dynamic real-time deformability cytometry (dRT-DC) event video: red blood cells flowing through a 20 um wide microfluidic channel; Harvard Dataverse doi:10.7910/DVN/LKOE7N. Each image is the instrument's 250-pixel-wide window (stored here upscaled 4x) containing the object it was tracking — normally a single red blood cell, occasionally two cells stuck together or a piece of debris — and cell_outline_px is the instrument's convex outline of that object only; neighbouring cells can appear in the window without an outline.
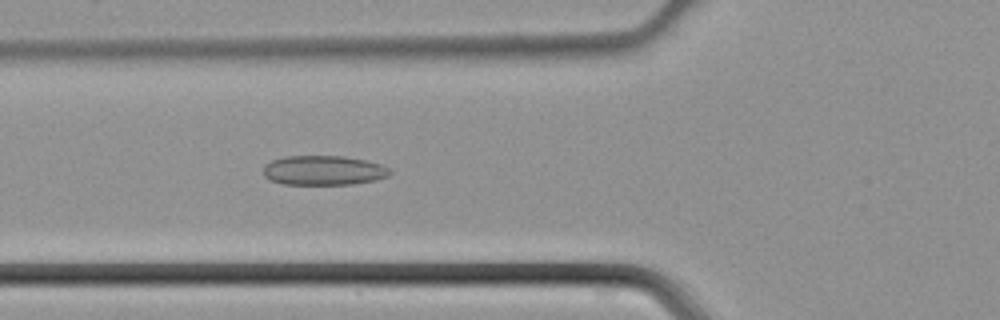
{"species": "common noctule bat (a hibernating species)", "species_latin": "Nyctalus noctula", "temperature_condition": "cold", "stored_images_in_passage": 32, "camera_frame_rate_fps": 3000, "um_per_image_px": 0.085, "animal": {"sex": "male", "body_mass_g": 21.5, "forearm_length_mm": 52.0}, "frame": {"image": 1, "passage_image": 4, "time_ms": 1.0, "image_size_px": [1000, 320], "cell_outline_px": [[392, 172], [388, 176], [376, 180], [352, 184], [284, 184], [268, 180], [264, 176], [264, 164], [272, 160], [284, 156], [344, 156], [364, 160], [380, 164], [388, 168]], "centroid_in_image_um": [27.47, 14.48], "position_along_channel_um": 98.3, "area_um2": 21.85}}
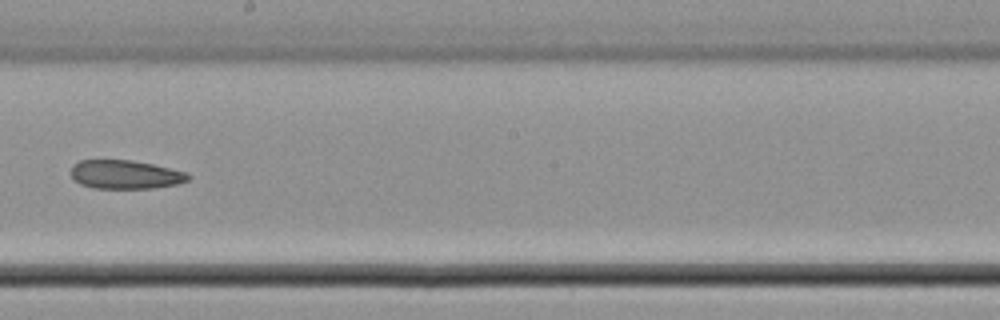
{"frame": {"image": 2, "passage_image": 13, "time_ms": 4.0, "image_size_px": [1000, 320], "cell_outline_px": [[192, 176], [188, 180], [176, 184], [152, 188], [92, 188], [80, 184], [72, 176], [72, 164], [80, 160], [132, 160], [152, 164], [184, 172]], "centroid_in_image_um": [10.63, 14.83], "position_along_channel_um": 237.6, "area_um2": 19.42}}
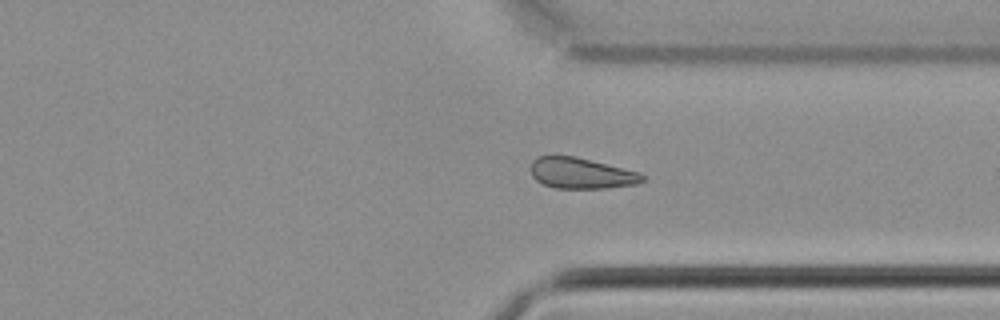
{"frame": {"image": 3, "passage_image": 21, "time_ms": 6.667, "image_size_px": [1000, 320], "cell_outline_px": [[648, 176], [644, 180], [636, 184], [608, 188], [556, 188], [544, 184], [536, 180], [532, 176], [532, 160], [536, 156], [576, 156], [640, 172]], "centroid_in_image_um": [49.45, 14.72], "position_along_channel_um": 362.0, "area_um2": 20.17}}